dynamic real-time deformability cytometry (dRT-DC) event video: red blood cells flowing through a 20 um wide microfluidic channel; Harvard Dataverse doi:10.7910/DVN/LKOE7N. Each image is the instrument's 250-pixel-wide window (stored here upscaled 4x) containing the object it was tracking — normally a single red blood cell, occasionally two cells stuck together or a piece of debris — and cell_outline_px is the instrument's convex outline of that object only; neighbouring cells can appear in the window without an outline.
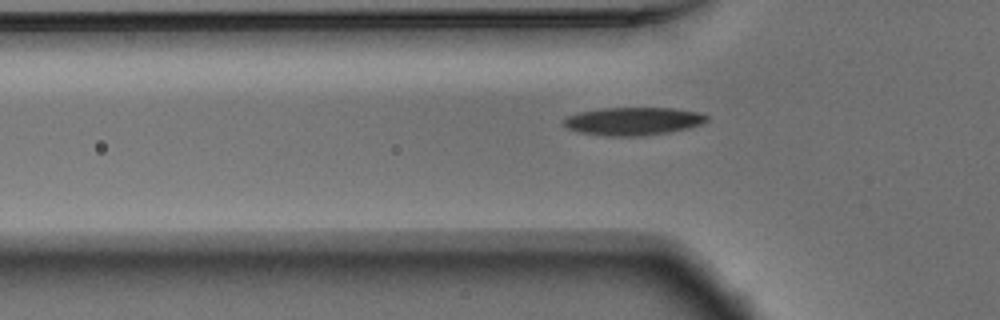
{"species": "Egyptian fruit bat (a non-hibernating species)", "species_latin": "Rousettus aegyptiacus", "temperature_condition": "warm", "stored_images_in_passage": 39, "camera_frame_rate_fps": 3000, "um_per_image_px": 0.085, "animal": {"sex": "male"}, "frame": {"image": 1, "passage_image": 7, "time_ms": 2.0, "image_size_px": [1000, 320], "cell_outline_px": [[708, 120], [700, 124], [688, 128], [668, 132], [644, 136], [604, 136], [580, 132], [568, 128], [564, 124], [564, 120], [568, 116], [580, 112], [600, 108], [672, 108], [700, 112], [708, 116]], "centroid_in_image_um": [53.84, 10.3], "position_along_channel_um": 72.0, "area_um2": 23.24}}
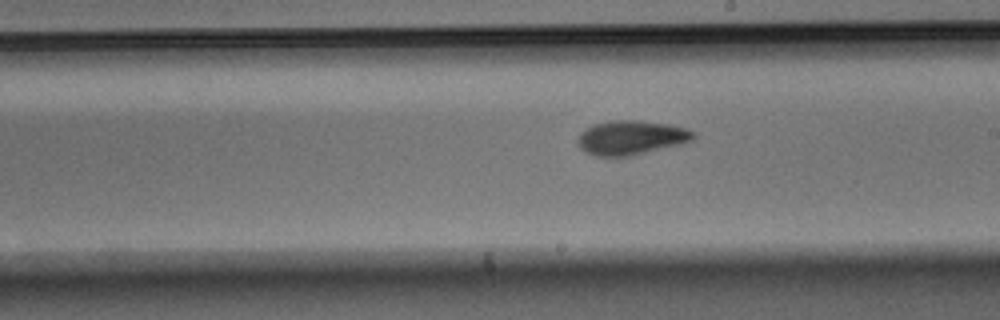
{"frame": {"image": 2, "passage_image": 20, "time_ms": 6.333, "image_size_px": [1000, 320], "cell_outline_px": [[696, 136], [692, 140], [680, 144], [632, 156], [596, 156], [580, 148], [576, 140], [580, 132], [584, 128], [596, 124], [616, 120], [636, 120], [668, 124], [684, 128], [696, 132]], "centroid_in_image_um": [53.64, 11.7], "position_along_channel_um": 235.4, "area_um2": 23.0}}
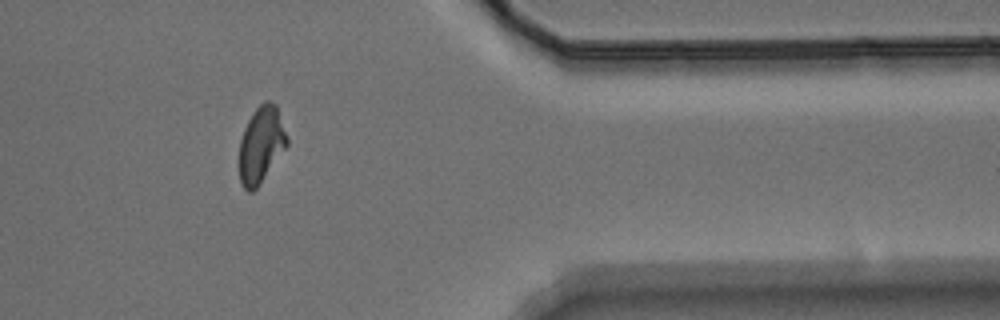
{"frame": {"image": 3, "passage_image": 34, "time_ms": 11.0, "image_size_px": [1000, 320], "cell_outline_px": [[288, 144], [260, 184], [252, 192], [248, 192], [240, 184], [240, 140], [244, 128], [248, 120], [256, 108], [264, 100], [268, 100], [276, 104], [288, 140]], "centroid_in_image_um": [22.19, 12.3], "position_along_channel_um": 389.2, "area_um2": 21.04}, "authors_computed_cell_mechanics": {"area_um2": 22.0796, "velocity_mm_per_s": 3.7455, "shape_relaxation_time_tau1_ms": 3.68, "shape_relaxation_time_tau2_ms": 2.4734, "deformation_change_tau1": 0.1462, "deformation_change_tau2": 0.0601}}